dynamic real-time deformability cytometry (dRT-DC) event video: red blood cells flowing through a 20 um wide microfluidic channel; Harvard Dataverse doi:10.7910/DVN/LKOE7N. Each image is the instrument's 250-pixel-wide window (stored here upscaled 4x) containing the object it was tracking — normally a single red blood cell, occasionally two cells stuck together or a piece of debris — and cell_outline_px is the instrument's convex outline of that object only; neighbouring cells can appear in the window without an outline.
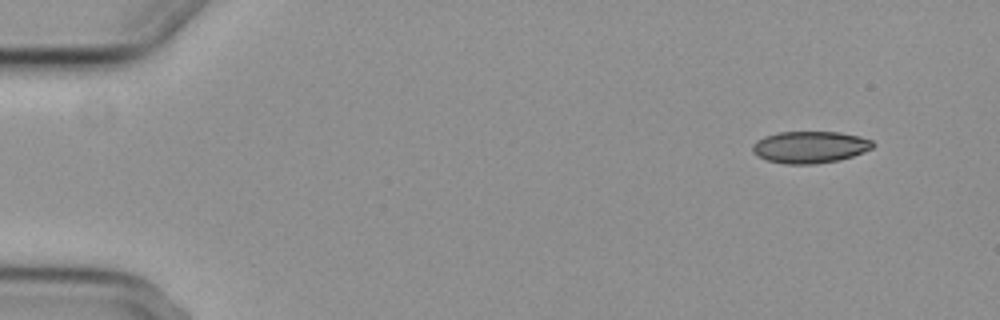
{"species": "common noctule bat (a hibernating species)", "species_latin": "Nyctalus noctula", "temperature_condition": "cold", "stored_images_in_passage": 5, "camera_frame_rate_fps": 3000, "um_per_image_px": 0.085, "animal": {"sex": "female", "body_mass_g": 29.2, "forearm_length_mm": 56.3}, "frame": {"image": 1, "passage_image": 1, "time_ms": 0.0, "image_size_px": [1000, 320], "cell_outline_px": [[876, 144], [872, 148], [864, 152], [852, 156], [836, 160], [812, 164], [784, 164], [768, 160], [756, 156], [752, 152], [752, 144], [756, 140], [764, 136], [780, 132], [840, 132], [860, 136], [872, 140]], "centroid_in_image_um": [68.83, 12.49], "position_along_channel_um": 16.2, "area_um2": 22.43}}
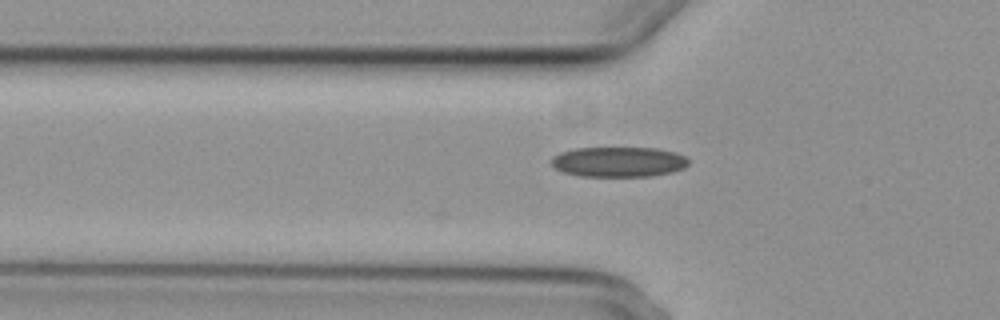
{"frame": {"image": 2, "passage_image": 5, "time_ms": 4.667, "image_size_px": [1000, 320], "cell_outline_px": [[688, 164], [684, 168], [672, 172], [652, 176], [580, 176], [564, 172], [556, 168], [552, 164], [552, 156], [560, 152], [576, 148], [656, 148], [676, 152], [684, 156], [688, 160]], "centroid_in_image_um": [52.59, 13.75], "position_along_channel_um": 73.2, "area_um2": 24.04}}